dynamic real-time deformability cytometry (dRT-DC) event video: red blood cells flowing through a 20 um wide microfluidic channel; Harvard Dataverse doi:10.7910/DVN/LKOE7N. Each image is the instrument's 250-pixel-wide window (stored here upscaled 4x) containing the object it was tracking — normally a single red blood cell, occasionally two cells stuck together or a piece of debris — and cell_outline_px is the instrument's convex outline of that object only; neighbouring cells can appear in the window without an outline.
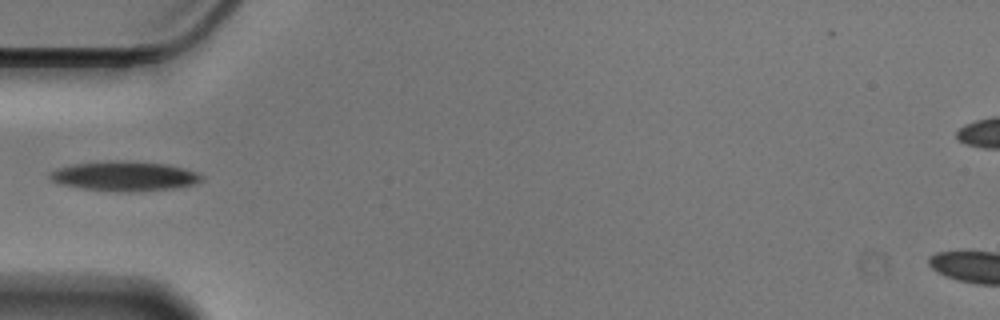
{"species": "Egyptian fruit bat (a non-hibernating species)", "species_latin": "Rousettus aegyptiacus", "temperature_condition": "cold", "stored_images_in_passage": 38, "camera_frame_rate_fps": 3000, "um_per_image_px": 0.085, "animal": {"sex": "male"}, "frame": {"image": 1, "passage_image": 1, "time_ms": 0.0, "image_size_px": [1000, 320], "cell_outline_px": [[204, 180], [196, 184], [176, 188], [80, 188], [60, 184], [52, 180], [48, 176], [48, 172], [56, 168], [72, 164], [108, 160], [120, 160], [168, 164], [200, 172], [204, 176]], "centroid_in_image_um": [10.6, 14.9], "position_along_channel_um": 74.4, "area_um2": 25.26}}